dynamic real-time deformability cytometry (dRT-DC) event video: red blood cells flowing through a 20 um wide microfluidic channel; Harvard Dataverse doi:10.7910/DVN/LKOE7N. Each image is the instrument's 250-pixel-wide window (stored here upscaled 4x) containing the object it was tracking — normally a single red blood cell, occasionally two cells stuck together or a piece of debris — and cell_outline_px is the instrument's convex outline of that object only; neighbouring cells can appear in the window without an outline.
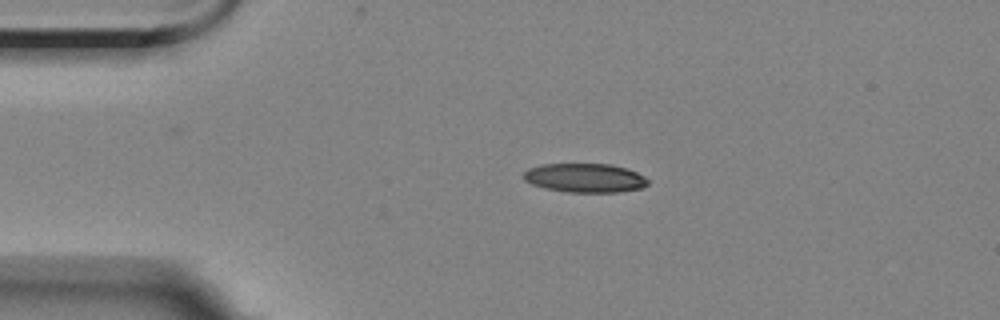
{"species": "Egyptian fruit bat (a non-hibernating species)", "species_latin": "Rousettus aegyptiacus", "temperature_condition": "room temperature", "stored_images_in_passage": 2, "camera_frame_rate_fps": 3000, "um_per_image_px": 0.085, "animal": {"sex": "female"}, "frame": {"image": 1, "passage_image": 1, "time_ms": 0.0, "image_size_px": [1000, 320], "cell_outline_px": [[648, 184], [644, 188], [616, 192], [564, 192], [532, 184], [524, 180], [524, 172], [528, 168], [540, 164], [612, 164], [628, 168], [644, 176], [648, 180]], "centroid_in_image_um": [49.74, 15.11], "position_along_channel_um": 35.3, "area_um2": 21.1}}